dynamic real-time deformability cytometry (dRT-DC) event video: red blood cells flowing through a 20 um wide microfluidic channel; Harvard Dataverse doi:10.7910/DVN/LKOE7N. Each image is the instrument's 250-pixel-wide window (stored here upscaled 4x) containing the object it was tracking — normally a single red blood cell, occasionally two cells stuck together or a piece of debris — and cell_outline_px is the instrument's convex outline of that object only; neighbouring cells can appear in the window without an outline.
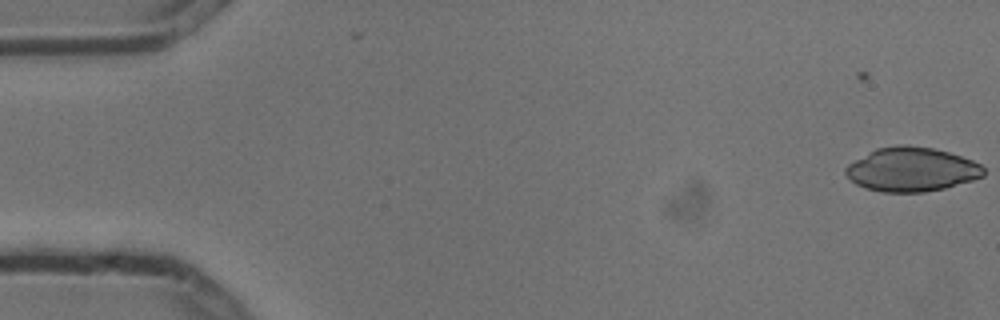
{"species": "common noctule bat (a hibernating species)", "species_latin": "Nyctalus noctula", "temperature_condition": "cold", "stored_images_in_passage": 6, "camera_frame_rate_fps": 3000, "um_per_image_px": 0.085, "animal": {"sex": "male", "body_mass_g": 13.3}, "frame": {"image": 1, "passage_image": 2, "time_ms": 0.333, "image_size_px": [1000, 320], "cell_outline_px": [[984, 176], [972, 180], [944, 188], [924, 192], [880, 192], [864, 188], [856, 184], [844, 172], [844, 168], [848, 164], [876, 148], [896, 144], [908, 144], [932, 148], [948, 152], [972, 160], [980, 164], [984, 168]], "centroid_in_image_um": [77.46, 14.39], "position_along_channel_um": 7.5, "area_um2": 35.49}}